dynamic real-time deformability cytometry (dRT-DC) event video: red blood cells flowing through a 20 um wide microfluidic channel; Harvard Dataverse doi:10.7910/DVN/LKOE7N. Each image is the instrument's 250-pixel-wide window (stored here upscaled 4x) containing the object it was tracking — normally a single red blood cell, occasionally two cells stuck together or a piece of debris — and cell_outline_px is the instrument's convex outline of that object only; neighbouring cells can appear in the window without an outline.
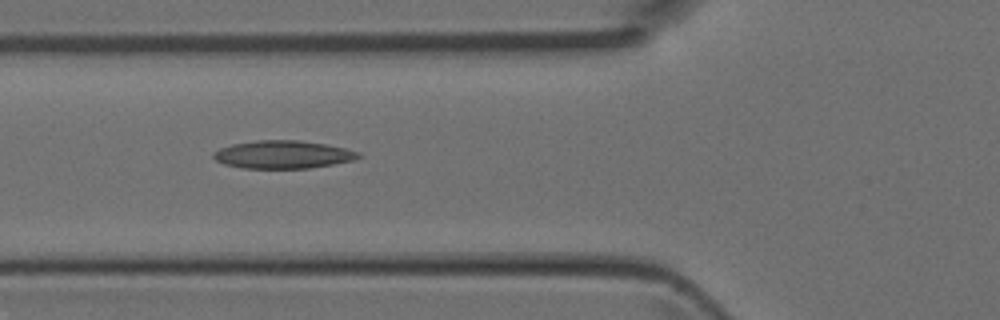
{"species": "Egyptian fruit bat (a non-hibernating species)", "species_latin": "Rousettus aegyptiacus", "temperature_condition": "room temperature", "stored_images_in_passage": 6, "camera_frame_rate_fps": 3000, "um_per_image_px": 0.085, "animal": {"sex": "female"}, "frame": {"image": 1, "passage_image": 6, "time_ms": 1.667, "image_size_px": [1000, 320], "cell_outline_px": [[360, 156], [356, 160], [308, 168], [240, 168], [224, 164], [216, 160], [212, 156], [212, 152], [220, 148], [232, 144], [256, 140], [300, 140], [324, 144], [344, 148], [360, 152]], "centroid_in_image_um": [24.02, 13.13], "position_along_channel_um": 101.8, "area_um2": 23.58}}